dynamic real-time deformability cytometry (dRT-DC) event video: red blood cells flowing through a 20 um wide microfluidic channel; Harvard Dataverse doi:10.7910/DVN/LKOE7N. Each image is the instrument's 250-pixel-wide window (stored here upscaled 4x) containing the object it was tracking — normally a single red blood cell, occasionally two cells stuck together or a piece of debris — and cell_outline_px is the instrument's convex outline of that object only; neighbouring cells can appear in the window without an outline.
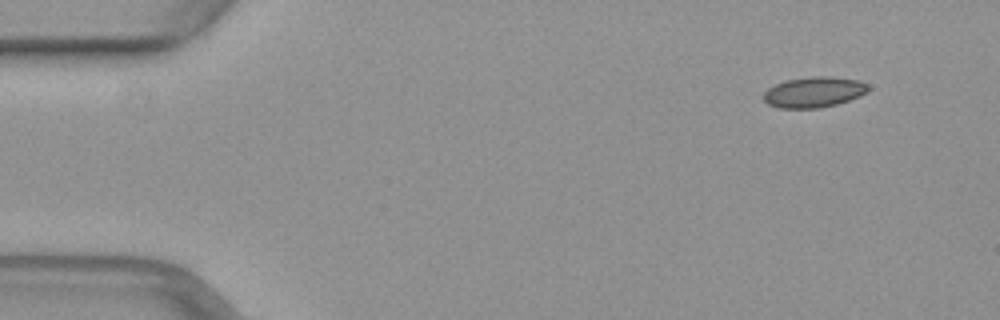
{"species": "common noctule bat (a hibernating species)", "species_latin": "Nyctalus noctula", "temperature_condition": "warm", "stored_images_in_passage": 47, "camera_frame_rate_fps": 3000, "um_per_image_px": 0.085, "animal": {"sex": "female", "body_mass_g": 29.2, "forearm_length_mm": 56.3}, "frame": {"image": 1, "passage_image": 1, "time_ms": 0.0, "image_size_px": [1000, 320], "cell_outline_px": [[868, 88], [860, 96], [836, 104], [820, 108], [780, 108], [768, 104], [764, 100], [764, 92], [768, 88], [784, 80], [812, 76], [832, 76], [860, 80], [868, 84]], "centroid_in_image_um": [69.17, 7.82], "position_along_channel_um": 15.8, "area_um2": 18.67}}
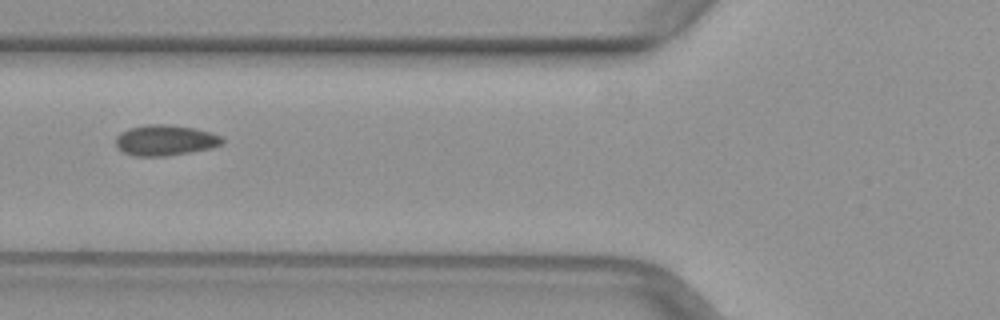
{"frame": {"image": 2, "passage_image": 16, "time_ms": 5.0, "image_size_px": [1000, 320], "cell_outline_px": [[224, 144], [212, 148], [168, 156], [136, 156], [124, 152], [116, 148], [116, 136], [120, 132], [128, 128], [148, 124], [164, 124], [196, 128], [212, 132], [224, 136]], "centroid_in_image_um": [14.08, 11.92], "position_along_channel_um": 111.7, "area_um2": 19.36}}
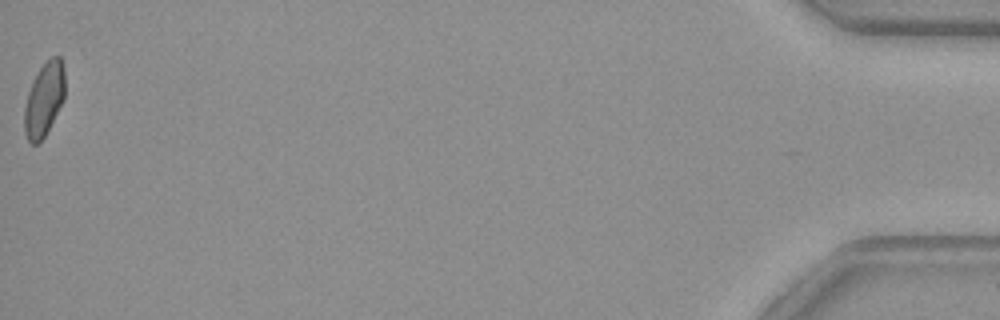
{"frame": {"image": 3, "passage_image": 47, "time_ms": 15.333, "image_size_px": [1000, 320], "cell_outline_px": [[64, 100], [44, 136], [36, 144], [32, 144], [28, 140], [24, 132], [24, 108], [28, 92], [32, 80], [40, 68], [52, 56], [60, 56], [64, 68]], "centroid_in_image_um": [3.74, 8.43], "position_along_channel_um": 431.5, "area_um2": 17.28}}